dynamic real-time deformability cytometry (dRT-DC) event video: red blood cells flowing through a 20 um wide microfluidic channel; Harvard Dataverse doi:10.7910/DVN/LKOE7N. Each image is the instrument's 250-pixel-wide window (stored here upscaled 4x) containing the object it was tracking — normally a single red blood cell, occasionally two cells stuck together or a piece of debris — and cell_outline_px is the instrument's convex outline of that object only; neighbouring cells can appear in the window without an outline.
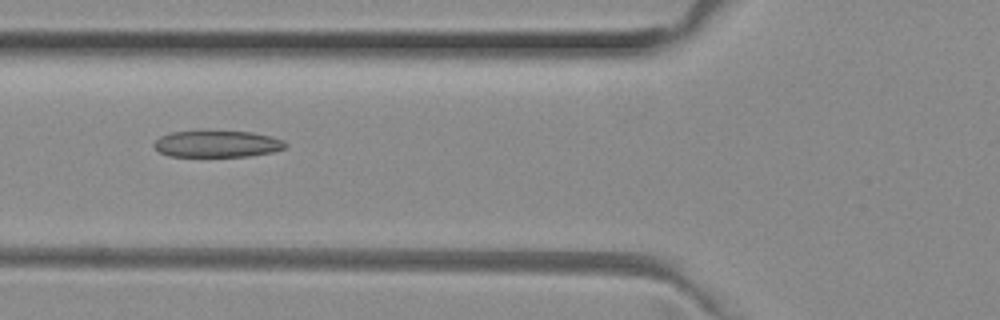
{"species": "common noctule bat (a hibernating species)", "species_latin": "Nyctalus noctula", "temperature_condition": "room temperature", "stored_images_in_passage": 44, "camera_frame_rate_fps": 3000, "um_per_image_px": 0.085, "animal": {"sex": "female", "body_mass_g": 29.2, "forearm_length_mm": 56.3}, "frame": {"image": 1, "passage_image": 12, "time_ms": 3.667, "image_size_px": [1000, 320], "cell_outline_px": [[288, 144], [284, 148], [272, 152], [248, 156], [168, 156], [160, 152], [152, 144], [160, 136], [172, 132], [204, 128], [252, 132], [272, 136], [284, 140]], "centroid_in_image_um": [18.44, 12.18], "position_along_channel_um": 107.4, "area_um2": 21.27}}
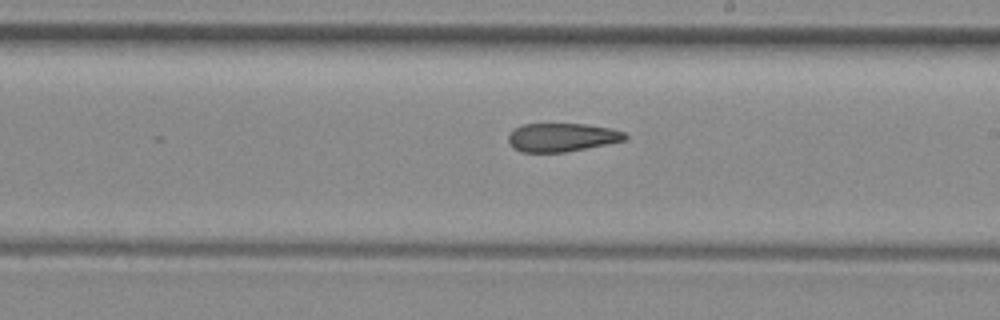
{"frame": {"image": 2, "passage_image": 22, "time_ms": 7.0, "image_size_px": [1000, 320], "cell_outline_px": [[628, 136], [624, 140], [564, 152], [520, 152], [512, 148], [508, 144], [508, 136], [512, 128], [524, 124], [584, 124], [612, 128], [624, 132]], "centroid_in_image_um": [47.68, 11.67], "position_along_channel_um": 241.3, "area_um2": 19.36}}
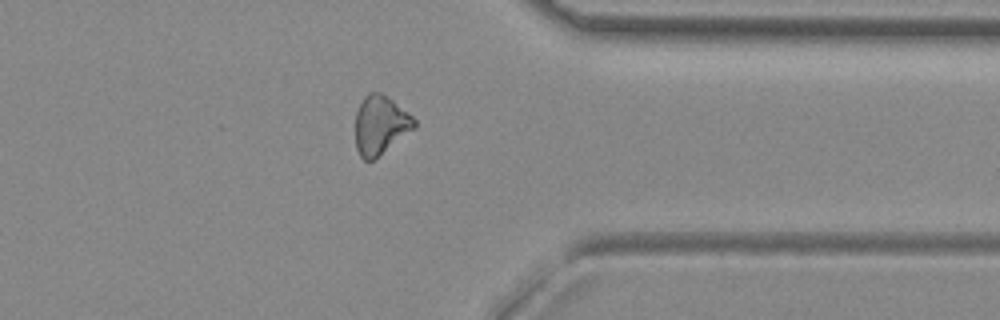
{"frame": {"image": 3, "passage_image": 33, "time_ms": 10.667, "image_size_px": [1000, 320], "cell_outline_px": [[416, 128], [372, 160], [364, 160], [360, 156], [356, 148], [356, 112], [364, 96], [368, 92], [380, 92], [392, 100], [412, 116], [416, 120]], "centroid_in_image_um": [32.33, 10.62], "position_along_channel_um": 379.1, "area_um2": 19.94}, "authors_computed_cell_mechanics": {"area_um2": 20.4901, "velocity_mm_per_s": 4.0109, "shape_relaxation_time_tau1_ms": null, "shape_relaxation_time_tau2_ms": 6.7263, "deformation_change_tau1": null, "deformation_change_tau2": 0.1724}}